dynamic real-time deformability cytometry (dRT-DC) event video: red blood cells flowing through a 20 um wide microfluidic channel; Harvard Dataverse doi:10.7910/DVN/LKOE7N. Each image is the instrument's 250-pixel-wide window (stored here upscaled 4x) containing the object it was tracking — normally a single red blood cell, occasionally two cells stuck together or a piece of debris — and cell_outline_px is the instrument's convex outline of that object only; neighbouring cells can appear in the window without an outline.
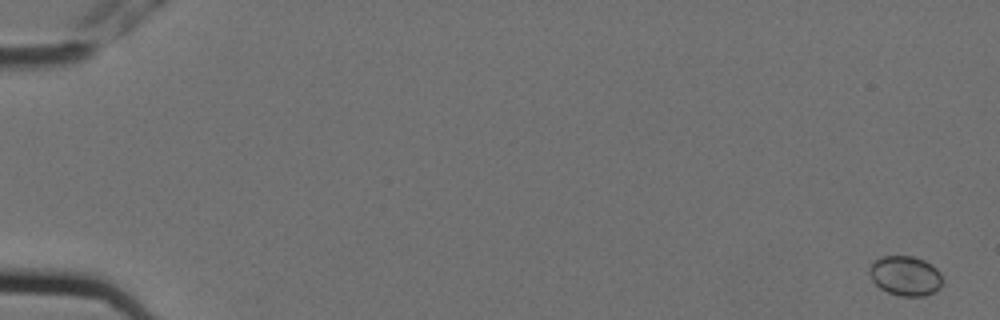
{"species": "Egyptian fruit bat (a non-hibernating species)", "species_latin": "Rousettus aegyptiacus", "temperature_condition": "cold", "stored_images_in_passage": 5, "camera_frame_rate_fps": 3000, "um_per_image_px": 0.085, "animal": {"sex": "female"}, "frame": {"image": 1, "passage_image": 1, "time_ms": 0.0, "image_size_px": [1000, 320], "cell_outline_px": [[944, 280], [940, 288], [936, 292], [924, 296], [900, 296], [888, 292], [880, 288], [872, 280], [868, 272], [868, 268], [880, 256], [912, 256], [924, 260], [936, 268], [940, 272]], "centroid_in_image_um": [76.98, 23.45], "position_along_channel_um": 8.0, "area_um2": 17.11}}
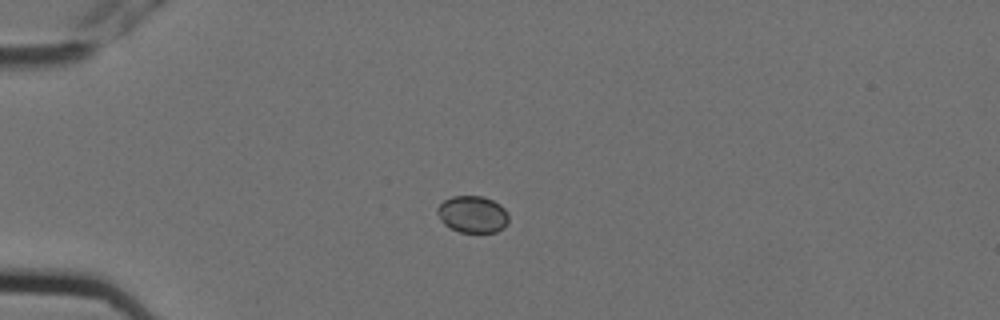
{"frame": {"image": 2, "passage_image": 4, "time_ms": 1.0, "image_size_px": [1000, 320], "cell_outline_px": [[508, 224], [504, 228], [496, 232], [460, 232], [444, 224], [436, 212], [436, 208], [444, 200], [452, 196], [480, 196], [492, 200], [500, 204], [504, 208], [508, 216]], "centroid_in_image_um": [40.17, 18.21], "position_along_channel_um": 44.8, "area_um2": 15.32}}